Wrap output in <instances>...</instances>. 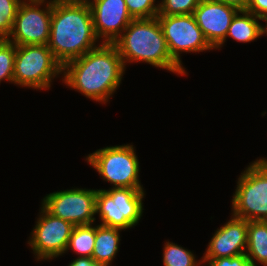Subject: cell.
<instances>
[{"label":"cell","instance_id":"obj_20","mask_svg":"<svg viewBox=\"0 0 267 266\" xmlns=\"http://www.w3.org/2000/svg\"><path fill=\"white\" fill-rule=\"evenodd\" d=\"M16 45L7 39H0V83L8 81L14 83V63Z\"/></svg>","mask_w":267,"mask_h":266},{"label":"cell","instance_id":"obj_3","mask_svg":"<svg viewBox=\"0 0 267 266\" xmlns=\"http://www.w3.org/2000/svg\"><path fill=\"white\" fill-rule=\"evenodd\" d=\"M113 44L125 69L127 63L146 62L178 75H187L185 69L171 57L157 17L133 19Z\"/></svg>","mask_w":267,"mask_h":266},{"label":"cell","instance_id":"obj_28","mask_svg":"<svg viewBox=\"0 0 267 266\" xmlns=\"http://www.w3.org/2000/svg\"><path fill=\"white\" fill-rule=\"evenodd\" d=\"M63 2L89 3L91 0H58Z\"/></svg>","mask_w":267,"mask_h":266},{"label":"cell","instance_id":"obj_23","mask_svg":"<svg viewBox=\"0 0 267 266\" xmlns=\"http://www.w3.org/2000/svg\"><path fill=\"white\" fill-rule=\"evenodd\" d=\"M156 0H125L127 9L133 19L157 17L159 5Z\"/></svg>","mask_w":267,"mask_h":266},{"label":"cell","instance_id":"obj_11","mask_svg":"<svg viewBox=\"0 0 267 266\" xmlns=\"http://www.w3.org/2000/svg\"><path fill=\"white\" fill-rule=\"evenodd\" d=\"M31 232L29 246L38 261L51 260L66 253L74 225L53 216L43 206Z\"/></svg>","mask_w":267,"mask_h":266},{"label":"cell","instance_id":"obj_8","mask_svg":"<svg viewBox=\"0 0 267 266\" xmlns=\"http://www.w3.org/2000/svg\"><path fill=\"white\" fill-rule=\"evenodd\" d=\"M40 6H43V8ZM51 16L52 0L49 2H46V0H23L20 3L13 29L7 40L16 46L48 45Z\"/></svg>","mask_w":267,"mask_h":266},{"label":"cell","instance_id":"obj_25","mask_svg":"<svg viewBox=\"0 0 267 266\" xmlns=\"http://www.w3.org/2000/svg\"><path fill=\"white\" fill-rule=\"evenodd\" d=\"M246 11L262 20L267 18V0H250Z\"/></svg>","mask_w":267,"mask_h":266},{"label":"cell","instance_id":"obj_29","mask_svg":"<svg viewBox=\"0 0 267 266\" xmlns=\"http://www.w3.org/2000/svg\"><path fill=\"white\" fill-rule=\"evenodd\" d=\"M262 21H265L267 23V18L263 19ZM267 35V24L264 26L262 24V35Z\"/></svg>","mask_w":267,"mask_h":266},{"label":"cell","instance_id":"obj_5","mask_svg":"<svg viewBox=\"0 0 267 266\" xmlns=\"http://www.w3.org/2000/svg\"><path fill=\"white\" fill-rule=\"evenodd\" d=\"M144 188L97 189L96 214L100 225L126 230L135 227L143 213Z\"/></svg>","mask_w":267,"mask_h":266},{"label":"cell","instance_id":"obj_1","mask_svg":"<svg viewBox=\"0 0 267 266\" xmlns=\"http://www.w3.org/2000/svg\"><path fill=\"white\" fill-rule=\"evenodd\" d=\"M125 67L114 44L101 43L63 66V83L96 102H108L121 84Z\"/></svg>","mask_w":267,"mask_h":266},{"label":"cell","instance_id":"obj_4","mask_svg":"<svg viewBox=\"0 0 267 266\" xmlns=\"http://www.w3.org/2000/svg\"><path fill=\"white\" fill-rule=\"evenodd\" d=\"M232 215L246 221H267V159L249 164L232 196Z\"/></svg>","mask_w":267,"mask_h":266},{"label":"cell","instance_id":"obj_16","mask_svg":"<svg viewBox=\"0 0 267 266\" xmlns=\"http://www.w3.org/2000/svg\"><path fill=\"white\" fill-rule=\"evenodd\" d=\"M258 20L262 19L246 10H239L231 21L226 38L215 49H220L227 41V37L247 43L263 36L262 25Z\"/></svg>","mask_w":267,"mask_h":266},{"label":"cell","instance_id":"obj_14","mask_svg":"<svg viewBox=\"0 0 267 266\" xmlns=\"http://www.w3.org/2000/svg\"><path fill=\"white\" fill-rule=\"evenodd\" d=\"M231 216L226 224L215 231L202 259L234 257L246 253L248 221Z\"/></svg>","mask_w":267,"mask_h":266},{"label":"cell","instance_id":"obj_9","mask_svg":"<svg viewBox=\"0 0 267 266\" xmlns=\"http://www.w3.org/2000/svg\"><path fill=\"white\" fill-rule=\"evenodd\" d=\"M171 57L182 67V52L199 53L214 48L208 43L193 14L157 15Z\"/></svg>","mask_w":267,"mask_h":266},{"label":"cell","instance_id":"obj_24","mask_svg":"<svg viewBox=\"0 0 267 266\" xmlns=\"http://www.w3.org/2000/svg\"><path fill=\"white\" fill-rule=\"evenodd\" d=\"M202 263L207 266H253L246 253L234 257H220L217 259H202Z\"/></svg>","mask_w":267,"mask_h":266},{"label":"cell","instance_id":"obj_2","mask_svg":"<svg viewBox=\"0 0 267 266\" xmlns=\"http://www.w3.org/2000/svg\"><path fill=\"white\" fill-rule=\"evenodd\" d=\"M97 41L88 3L52 0L48 47L62 66L100 46Z\"/></svg>","mask_w":267,"mask_h":266},{"label":"cell","instance_id":"obj_22","mask_svg":"<svg viewBox=\"0 0 267 266\" xmlns=\"http://www.w3.org/2000/svg\"><path fill=\"white\" fill-rule=\"evenodd\" d=\"M201 0H162L158 15L193 14Z\"/></svg>","mask_w":267,"mask_h":266},{"label":"cell","instance_id":"obj_17","mask_svg":"<svg viewBox=\"0 0 267 266\" xmlns=\"http://www.w3.org/2000/svg\"><path fill=\"white\" fill-rule=\"evenodd\" d=\"M246 255L253 266H267V221H248Z\"/></svg>","mask_w":267,"mask_h":266},{"label":"cell","instance_id":"obj_13","mask_svg":"<svg viewBox=\"0 0 267 266\" xmlns=\"http://www.w3.org/2000/svg\"><path fill=\"white\" fill-rule=\"evenodd\" d=\"M239 10L215 0H201L194 10L197 25L215 49L225 38L233 17Z\"/></svg>","mask_w":267,"mask_h":266},{"label":"cell","instance_id":"obj_21","mask_svg":"<svg viewBox=\"0 0 267 266\" xmlns=\"http://www.w3.org/2000/svg\"><path fill=\"white\" fill-rule=\"evenodd\" d=\"M23 0H0V39L10 35L14 20Z\"/></svg>","mask_w":267,"mask_h":266},{"label":"cell","instance_id":"obj_26","mask_svg":"<svg viewBox=\"0 0 267 266\" xmlns=\"http://www.w3.org/2000/svg\"><path fill=\"white\" fill-rule=\"evenodd\" d=\"M233 6L238 10H247L250 0H215Z\"/></svg>","mask_w":267,"mask_h":266},{"label":"cell","instance_id":"obj_6","mask_svg":"<svg viewBox=\"0 0 267 266\" xmlns=\"http://www.w3.org/2000/svg\"><path fill=\"white\" fill-rule=\"evenodd\" d=\"M62 70L48 45L16 46L14 85L47 90Z\"/></svg>","mask_w":267,"mask_h":266},{"label":"cell","instance_id":"obj_7","mask_svg":"<svg viewBox=\"0 0 267 266\" xmlns=\"http://www.w3.org/2000/svg\"><path fill=\"white\" fill-rule=\"evenodd\" d=\"M112 188H143L139 181V160L133 145L104 147L85 159Z\"/></svg>","mask_w":267,"mask_h":266},{"label":"cell","instance_id":"obj_10","mask_svg":"<svg viewBox=\"0 0 267 266\" xmlns=\"http://www.w3.org/2000/svg\"><path fill=\"white\" fill-rule=\"evenodd\" d=\"M96 196L95 189H67L47 194L41 206L74 226L90 225L96 220Z\"/></svg>","mask_w":267,"mask_h":266},{"label":"cell","instance_id":"obj_15","mask_svg":"<svg viewBox=\"0 0 267 266\" xmlns=\"http://www.w3.org/2000/svg\"><path fill=\"white\" fill-rule=\"evenodd\" d=\"M121 229L96 225V238L92 253L93 261L100 266H111L119 250Z\"/></svg>","mask_w":267,"mask_h":266},{"label":"cell","instance_id":"obj_18","mask_svg":"<svg viewBox=\"0 0 267 266\" xmlns=\"http://www.w3.org/2000/svg\"><path fill=\"white\" fill-rule=\"evenodd\" d=\"M95 238L96 226L93 227L92 224L74 226L69 238L66 252H68V250H72L77 255H80L79 257L92 258Z\"/></svg>","mask_w":267,"mask_h":266},{"label":"cell","instance_id":"obj_19","mask_svg":"<svg viewBox=\"0 0 267 266\" xmlns=\"http://www.w3.org/2000/svg\"><path fill=\"white\" fill-rule=\"evenodd\" d=\"M193 252L173 242H166L163 248L164 266H201L202 260L197 262Z\"/></svg>","mask_w":267,"mask_h":266},{"label":"cell","instance_id":"obj_27","mask_svg":"<svg viewBox=\"0 0 267 266\" xmlns=\"http://www.w3.org/2000/svg\"><path fill=\"white\" fill-rule=\"evenodd\" d=\"M68 266H100L96 264L90 257H78L71 261Z\"/></svg>","mask_w":267,"mask_h":266},{"label":"cell","instance_id":"obj_12","mask_svg":"<svg viewBox=\"0 0 267 266\" xmlns=\"http://www.w3.org/2000/svg\"><path fill=\"white\" fill-rule=\"evenodd\" d=\"M93 25L96 36L106 44H113L133 20L125 0H91Z\"/></svg>","mask_w":267,"mask_h":266}]
</instances>
